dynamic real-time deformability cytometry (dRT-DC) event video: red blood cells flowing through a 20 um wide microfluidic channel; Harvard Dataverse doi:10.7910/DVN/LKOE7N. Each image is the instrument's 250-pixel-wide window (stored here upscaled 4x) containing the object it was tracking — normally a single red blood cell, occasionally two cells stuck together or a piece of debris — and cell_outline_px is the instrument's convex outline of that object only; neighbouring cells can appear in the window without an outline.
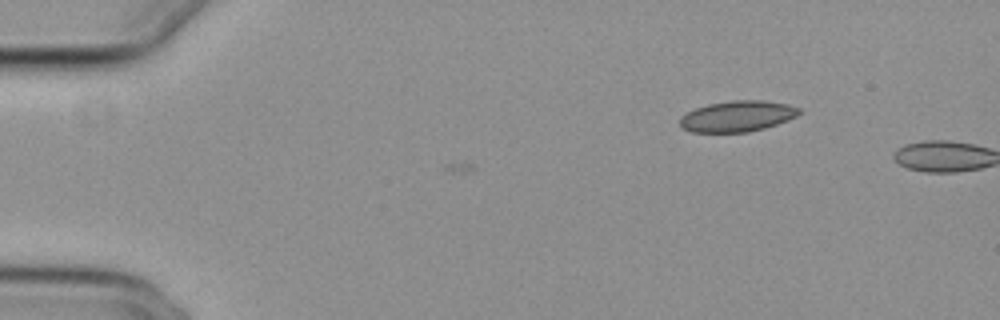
{"species": "common noctule bat (a hibernating species)", "species_latin": "Nyctalus noctula", "temperature_condition": "cold", "stored_images_in_passage": 3, "camera_frame_rate_fps": 3000, "um_per_image_px": 0.085, "animal": {"sex": "female", "body_mass_g": 29.2, "forearm_length_mm": 56.3}, "frame": {"image": 1, "passage_image": 1, "time_ms": 0.0, "image_size_px": [1000, 320], "cell_outline_px": [[804, 112], [788, 120], [764, 128], [748, 132], [692, 132], [684, 128], [680, 124], [680, 116], [696, 108], [708, 104], [732, 100], [764, 100], [788, 104], [800, 108]], "centroid_in_image_um": [62.72, 9.87], "position_along_channel_um": 22.3, "area_um2": 21.5}}